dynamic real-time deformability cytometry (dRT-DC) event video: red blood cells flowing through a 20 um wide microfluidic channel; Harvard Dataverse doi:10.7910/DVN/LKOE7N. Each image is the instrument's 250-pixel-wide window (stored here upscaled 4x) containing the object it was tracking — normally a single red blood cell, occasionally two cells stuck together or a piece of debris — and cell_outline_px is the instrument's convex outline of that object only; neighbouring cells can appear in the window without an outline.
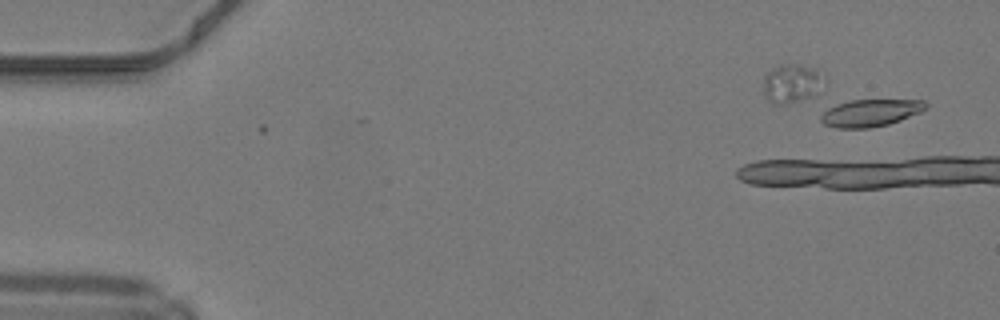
{"species": "common noctule bat (a hibernating species)", "species_latin": "Nyctalus noctula", "temperature_condition": "warm", "stored_images_in_passage": 3, "camera_frame_rate_fps": 3000, "um_per_image_px": 0.085, "animal": {"sex": "male", "body_mass_g": 19.2, "forearm_length_mm": 51.8}, "frame": {"image": 1, "passage_image": 2, "time_ms": 0.333, "image_size_px": [1000, 320], "cell_outline_px": [[928, 108], [920, 112], [900, 120], [888, 124], [868, 128], [836, 128], [824, 124], [820, 120], [820, 116], [824, 104], [852, 100], [924, 100], [928, 104]], "centroid_in_image_um": [73.88, 9.57], "position_along_channel_um": 11.1, "area_um2": 17.17}}